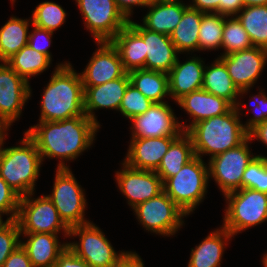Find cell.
Wrapping results in <instances>:
<instances>
[{"mask_svg":"<svg viewBox=\"0 0 267 267\" xmlns=\"http://www.w3.org/2000/svg\"><path fill=\"white\" fill-rule=\"evenodd\" d=\"M248 137L251 141L256 138L258 141L260 140V142L267 146V120L252 128L248 132Z\"/></svg>","mask_w":267,"mask_h":267,"instance_id":"cell-49","label":"cell"},{"mask_svg":"<svg viewBox=\"0 0 267 267\" xmlns=\"http://www.w3.org/2000/svg\"><path fill=\"white\" fill-rule=\"evenodd\" d=\"M206 164L202 158L194 156L163 183L164 192L186 215L195 210L207 193L209 174Z\"/></svg>","mask_w":267,"mask_h":267,"instance_id":"cell-5","label":"cell"},{"mask_svg":"<svg viewBox=\"0 0 267 267\" xmlns=\"http://www.w3.org/2000/svg\"><path fill=\"white\" fill-rule=\"evenodd\" d=\"M20 227L16 219L10 222L0 230V267L3 266L10 254L21 245Z\"/></svg>","mask_w":267,"mask_h":267,"instance_id":"cell-39","label":"cell"},{"mask_svg":"<svg viewBox=\"0 0 267 267\" xmlns=\"http://www.w3.org/2000/svg\"><path fill=\"white\" fill-rule=\"evenodd\" d=\"M177 58L168 74L169 94L174 101L191 92L202 89L204 62L201 58L192 57L185 62Z\"/></svg>","mask_w":267,"mask_h":267,"instance_id":"cell-22","label":"cell"},{"mask_svg":"<svg viewBox=\"0 0 267 267\" xmlns=\"http://www.w3.org/2000/svg\"><path fill=\"white\" fill-rule=\"evenodd\" d=\"M264 267H267V253L263 256V260H262Z\"/></svg>","mask_w":267,"mask_h":267,"instance_id":"cell-53","label":"cell"},{"mask_svg":"<svg viewBox=\"0 0 267 267\" xmlns=\"http://www.w3.org/2000/svg\"><path fill=\"white\" fill-rule=\"evenodd\" d=\"M232 237L223 226L211 232L195 249H191L187 267H219L227 242Z\"/></svg>","mask_w":267,"mask_h":267,"instance_id":"cell-26","label":"cell"},{"mask_svg":"<svg viewBox=\"0 0 267 267\" xmlns=\"http://www.w3.org/2000/svg\"><path fill=\"white\" fill-rule=\"evenodd\" d=\"M129 84L130 78L126 72L121 78L104 84L83 87L84 114L100 126L93 111L105 108L119 111L122 98Z\"/></svg>","mask_w":267,"mask_h":267,"instance_id":"cell-21","label":"cell"},{"mask_svg":"<svg viewBox=\"0 0 267 267\" xmlns=\"http://www.w3.org/2000/svg\"><path fill=\"white\" fill-rule=\"evenodd\" d=\"M52 35H53V32L34 26V30L30 32L28 36V45L34 50L52 59L51 54L48 50V47L52 43L51 42ZM39 39H41L40 41L44 39V42L43 43L39 42Z\"/></svg>","mask_w":267,"mask_h":267,"instance_id":"cell-42","label":"cell"},{"mask_svg":"<svg viewBox=\"0 0 267 267\" xmlns=\"http://www.w3.org/2000/svg\"><path fill=\"white\" fill-rule=\"evenodd\" d=\"M110 43L117 50L127 73L145 69V42L129 25L120 30Z\"/></svg>","mask_w":267,"mask_h":267,"instance_id":"cell-25","label":"cell"},{"mask_svg":"<svg viewBox=\"0 0 267 267\" xmlns=\"http://www.w3.org/2000/svg\"><path fill=\"white\" fill-rule=\"evenodd\" d=\"M195 156L190 135L183 131L170 145L155 172L164 183L175 176L181 168Z\"/></svg>","mask_w":267,"mask_h":267,"instance_id":"cell-28","label":"cell"},{"mask_svg":"<svg viewBox=\"0 0 267 267\" xmlns=\"http://www.w3.org/2000/svg\"><path fill=\"white\" fill-rule=\"evenodd\" d=\"M145 42V69L168 73L177 61V51L170 36L147 30L139 23L128 24Z\"/></svg>","mask_w":267,"mask_h":267,"instance_id":"cell-18","label":"cell"},{"mask_svg":"<svg viewBox=\"0 0 267 267\" xmlns=\"http://www.w3.org/2000/svg\"><path fill=\"white\" fill-rule=\"evenodd\" d=\"M69 236H79V242L67 246L91 267H111L125 252L114 250L104 233L94 223L76 225L70 228Z\"/></svg>","mask_w":267,"mask_h":267,"instance_id":"cell-10","label":"cell"},{"mask_svg":"<svg viewBox=\"0 0 267 267\" xmlns=\"http://www.w3.org/2000/svg\"><path fill=\"white\" fill-rule=\"evenodd\" d=\"M8 129L0 122V144L5 136H7Z\"/></svg>","mask_w":267,"mask_h":267,"instance_id":"cell-51","label":"cell"},{"mask_svg":"<svg viewBox=\"0 0 267 267\" xmlns=\"http://www.w3.org/2000/svg\"><path fill=\"white\" fill-rule=\"evenodd\" d=\"M132 138L179 136L183 131L167 102L153 103L144 113L130 119Z\"/></svg>","mask_w":267,"mask_h":267,"instance_id":"cell-16","label":"cell"},{"mask_svg":"<svg viewBox=\"0 0 267 267\" xmlns=\"http://www.w3.org/2000/svg\"><path fill=\"white\" fill-rule=\"evenodd\" d=\"M132 210L147 231L168 237L178 232L187 216L164 191Z\"/></svg>","mask_w":267,"mask_h":267,"instance_id":"cell-11","label":"cell"},{"mask_svg":"<svg viewBox=\"0 0 267 267\" xmlns=\"http://www.w3.org/2000/svg\"><path fill=\"white\" fill-rule=\"evenodd\" d=\"M153 103L132 84H129L122 98L119 111L130 120L135 116L144 114Z\"/></svg>","mask_w":267,"mask_h":267,"instance_id":"cell-38","label":"cell"},{"mask_svg":"<svg viewBox=\"0 0 267 267\" xmlns=\"http://www.w3.org/2000/svg\"><path fill=\"white\" fill-rule=\"evenodd\" d=\"M53 267H91L87 262L78 257L68 246L59 255Z\"/></svg>","mask_w":267,"mask_h":267,"instance_id":"cell-43","label":"cell"},{"mask_svg":"<svg viewBox=\"0 0 267 267\" xmlns=\"http://www.w3.org/2000/svg\"><path fill=\"white\" fill-rule=\"evenodd\" d=\"M100 126L87 116H77L61 121H39L25 133L35 142L42 161L60 158L57 168H69L65 161L74 160L87 150L95 140Z\"/></svg>","mask_w":267,"mask_h":267,"instance_id":"cell-1","label":"cell"},{"mask_svg":"<svg viewBox=\"0 0 267 267\" xmlns=\"http://www.w3.org/2000/svg\"><path fill=\"white\" fill-rule=\"evenodd\" d=\"M249 141L247 137L238 146L210 158L207 164L209 177L214 178L224 196L241 189L243 173L255 157L249 150Z\"/></svg>","mask_w":267,"mask_h":267,"instance_id":"cell-12","label":"cell"},{"mask_svg":"<svg viewBox=\"0 0 267 267\" xmlns=\"http://www.w3.org/2000/svg\"><path fill=\"white\" fill-rule=\"evenodd\" d=\"M96 42H110L129 24L114 0H75Z\"/></svg>","mask_w":267,"mask_h":267,"instance_id":"cell-9","label":"cell"},{"mask_svg":"<svg viewBox=\"0 0 267 267\" xmlns=\"http://www.w3.org/2000/svg\"><path fill=\"white\" fill-rule=\"evenodd\" d=\"M86 68L80 73L83 87H94L121 78L126 71L117 50L110 42H97Z\"/></svg>","mask_w":267,"mask_h":267,"instance_id":"cell-17","label":"cell"},{"mask_svg":"<svg viewBox=\"0 0 267 267\" xmlns=\"http://www.w3.org/2000/svg\"><path fill=\"white\" fill-rule=\"evenodd\" d=\"M111 267H144V264L137 253L125 251Z\"/></svg>","mask_w":267,"mask_h":267,"instance_id":"cell-45","label":"cell"},{"mask_svg":"<svg viewBox=\"0 0 267 267\" xmlns=\"http://www.w3.org/2000/svg\"><path fill=\"white\" fill-rule=\"evenodd\" d=\"M241 0H220V14L236 16L243 8Z\"/></svg>","mask_w":267,"mask_h":267,"instance_id":"cell-48","label":"cell"},{"mask_svg":"<svg viewBox=\"0 0 267 267\" xmlns=\"http://www.w3.org/2000/svg\"><path fill=\"white\" fill-rule=\"evenodd\" d=\"M122 166L123 169L116 172V183L131 208L164 191L162 179L155 171L135 169L124 162Z\"/></svg>","mask_w":267,"mask_h":267,"instance_id":"cell-15","label":"cell"},{"mask_svg":"<svg viewBox=\"0 0 267 267\" xmlns=\"http://www.w3.org/2000/svg\"><path fill=\"white\" fill-rule=\"evenodd\" d=\"M3 214L4 213L0 212V230L10 222V218L9 217L7 218L6 221L2 220V215Z\"/></svg>","mask_w":267,"mask_h":267,"instance_id":"cell-52","label":"cell"},{"mask_svg":"<svg viewBox=\"0 0 267 267\" xmlns=\"http://www.w3.org/2000/svg\"><path fill=\"white\" fill-rule=\"evenodd\" d=\"M241 102L228 113L194 124L187 133L193 142L195 156L209 154L210 158L241 144L248 132L240 121Z\"/></svg>","mask_w":267,"mask_h":267,"instance_id":"cell-3","label":"cell"},{"mask_svg":"<svg viewBox=\"0 0 267 267\" xmlns=\"http://www.w3.org/2000/svg\"><path fill=\"white\" fill-rule=\"evenodd\" d=\"M155 1H161V2H182L179 0H155Z\"/></svg>","mask_w":267,"mask_h":267,"instance_id":"cell-54","label":"cell"},{"mask_svg":"<svg viewBox=\"0 0 267 267\" xmlns=\"http://www.w3.org/2000/svg\"><path fill=\"white\" fill-rule=\"evenodd\" d=\"M20 196L0 176V212L8 215L10 220L17 218Z\"/></svg>","mask_w":267,"mask_h":267,"instance_id":"cell-40","label":"cell"},{"mask_svg":"<svg viewBox=\"0 0 267 267\" xmlns=\"http://www.w3.org/2000/svg\"><path fill=\"white\" fill-rule=\"evenodd\" d=\"M226 65L230 78L243 96L254 86L267 62V49L252 46L219 57Z\"/></svg>","mask_w":267,"mask_h":267,"instance_id":"cell-13","label":"cell"},{"mask_svg":"<svg viewBox=\"0 0 267 267\" xmlns=\"http://www.w3.org/2000/svg\"><path fill=\"white\" fill-rule=\"evenodd\" d=\"M43 92L39 121H61L86 116L82 79L69 62L56 66Z\"/></svg>","mask_w":267,"mask_h":267,"instance_id":"cell-2","label":"cell"},{"mask_svg":"<svg viewBox=\"0 0 267 267\" xmlns=\"http://www.w3.org/2000/svg\"><path fill=\"white\" fill-rule=\"evenodd\" d=\"M130 84L154 103H163L170 96L168 74L160 71L137 69L128 72Z\"/></svg>","mask_w":267,"mask_h":267,"instance_id":"cell-29","label":"cell"},{"mask_svg":"<svg viewBox=\"0 0 267 267\" xmlns=\"http://www.w3.org/2000/svg\"><path fill=\"white\" fill-rule=\"evenodd\" d=\"M193 119L190 125L180 123L182 131L187 132L194 124L228 113L234 106L222 97L203 89L182 96L176 101Z\"/></svg>","mask_w":267,"mask_h":267,"instance_id":"cell-20","label":"cell"},{"mask_svg":"<svg viewBox=\"0 0 267 267\" xmlns=\"http://www.w3.org/2000/svg\"><path fill=\"white\" fill-rule=\"evenodd\" d=\"M51 59L34 50L29 45L10 57L6 63L22 78L29 82L30 77L43 73L50 67ZM29 78V79H28Z\"/></svg>","mask_w":267,"mask_h":267,"instance_id":"cell-33","label":"cell"},{"mask_svg":"<svg viewBox=\"0 0 267 267\" xmlns=\"http://www.w3.org/2000/svg\"><path fill=\"white\" fill-rule=\"evenodd\" d=\"M0 144V176L20 196L34 193L42 158L35 142L24 133L21 146L3 148Z\"/></svg>","mask_w":267,"mask_h":267,"instance_id":"cell-4","label":"cell"},{"mask_svg":"<svg viewBox=\"0 0 267 267\" xmlns=\"http://www.w3.org/2000/svg\"><path fill=\"white\" fill-rule=\"evenodd\" d=\"M147 7L149 12L144 16L142 26L152 32L170 36L189 4L153 0Z\"/></svg>","mask_w":267,"mask_h":267,"instance_id":"cell-24","label":"cell"},{"mask_svg":"<svg viewBox=\"0 0 267 267\" xmlns=\"http://www.w3.org/2000/svg\"><path fill=\"white\" fill-rule=\"evenodd\" d=\"M251 98L254 99L255 102L253 105L250 104V106H253L256 110L253 111L254 116L243 125L247 132L256 125L267 120V96L265 95V92L260 90L259 94L252 96Z\"/></svg>","mask_w":267,"mask_h":267,"instance_id":"cell-41","label":"cell"},{"mask_svg":"<svg viewBox=\"0 0 267 267\" xmlns=\"http://www.w3.org/2000/svg\"><path fill=\"white\" fill-rule=\"evenodd\" d=\"M243 6L267 5V0H241Z\"/></svg>","mask_w":267,"mask_h":267,"instance_id":"cell-50","label":"cell"},{"mask_svg":"<svg viewBox=\"0 0 267 267\" xmlns=\"http://www.w3.org/2000/svg\"><path fill=\"white\" fill-rule=\"evenodd\" d=\"M252 46L246 30L242 27L238 18L236 16H226L221 45V48H224L225 52L221 56L242 51Z\"/></svg>","mask_w":267,"mask_h":267,"instance_id":"cell-35","label":"cell"},{"mask_svg":"<svg viewBox=\"0 0 267 267\" xmlns=\"http://www.w3.org/2000/svg\"><path fill=\"white\" fill-rule=\"evenodd\" d=\"M177 137L131 138L123 162L135 169L155 171Z\"/></svg>","mask_w":267,"mask_h":267,"instance_id":"cell-19","label":"cell"},{"mask_svg":"<svg viewBox=\"0 0 267 267\" xmlns=\"http://www.w3.org/2000/svg\"><path fill=\"white\" fill-rule=\"evenodd\" d=\"M238 14L252 45L267 49V5L245 6Z\"/></svg>","mask_w":267,"mask_h":267,"instance_id":"cell-32","label":"cell"},{"mask_svg":"<svg viewBox=\"0 0 267 267\" xmlns=\"http://www.w3.org/2000/svg\"><path fill=\"white\" fill-rule=\"evenodd\" d=\"M241 188L267 194V157L256 155L253 158L243 173Z\"/></svg>","mask_w":267,"mask_h":267,"instance_id":"cell-37","label":"cell"},{"mask_svg":"<svg viewBox=\"0 0 267 267\" xmlns=\"http://www.w3.org/2000/svg\"><path fill=\"white\" fill-rule=\"evenodd\" d=\"M32 25L54 32L65 22L66 11L55 2H42L32 12Z\"/></svg>","mask_w":267,"mask_h":267,"instance_id":"cell-36","label":"cell"},{"mask_svg":"<svg viewBox=\"0 0 267 267\" xmlns=\"http://www.w3.org/2000/svg\"><path fill=\"white\" fill-rule=\"evenodd\" d=\"M30 19L11 17L0 29V62H6L28 45Z\"/></svg>","mask_w":267,"mask_h":267,"instance_id":"cell-31","label":"cell"},{"mask_svg":"<svg viewBox=\"0 0 267 267\" xmlns=\"http://www.w3.org/2000/svg\"><path fill=\"white\" fill-rule=\"evenodd\" d=\"M31 97L29 82L6 62L0 64V122L8 129Z\"/></svg>","mask_w":267,"mask_h":267,"instance_id":"cell-14","label":"cell"},{"mask_svg":"<svg viewBox=\"0 0 267 267\" xmlns=\"http://www.w3.org/2000/svg\"><path fill=\"white\" fill-rule=\"evenodd\" d=\"M214 62L211 66L205 65L202 89L226 99L235 107L240 91L230 78L225 63L220 58Z\"/></svg>","mask_w":267,"mask_h":267,"instance_id":"cell-27","label":"cell"},{"mask_svg":"<svg viewBox=\"0 0 267 267\" xmlns=\"http://www.w3.org/2000/svg\"><path fill=\"white\" fill-rule=\"evenodd\" d=\"M223 227L233 236L267 221V194L241 188L225 195Z\"/></svg>","mask_w":267,"mask_h":267,"instance_id":"cell-6","label":"cell"},{"mask_svg":"<svg viewBox=\"0 0 267 267\" xmlns=\"http://www.w3.org/2000/svg\"><path fill=\"white\" fill-rule=\"evenodd\" d=\"M204 12L188 7L170 38L179 53L198 51L199 28Z\"/></svg>","mask_w":267,"mask_h":267,"instance_id":"cell-30","label":"cell"},{"mask_svg":"<svg viewBox=\"0 0 267 267\" xmlns=\"http://www.w3.org/2000/svg\"><path fill=\"white\" fill-rule=\"evenodd\" d=\"M225 15L205 13L199 28L198 51L221 48Z\"/></svg>","mask_w":267,"mask_h":267,"instance_id":"cell-34","label":"cell"},{"mask_svg":"<svg viewBox=\"0 0 267 267\" xmlns=\"http://www.w3.org/2000/svg\"><path fill=\"white\" fill-rule=\"evenodd\" d=\"M122 13L130 20L133 6L147 7L153 0H114Z\"/></svg>","mask_w":267,"mask_h":267,"instance_id":"cell-47","label":"cell"},{"mask_svg":"<svg viewBox=\"0 0 267 267\" xmlns=\"http://www.w3.org/2000/svg\"><path fill=\"white\" fill-rule=\"evenodd\" d=\"M30 193L20 197L18 221L21 233L59 234L61 229L65 237H69L70 228L60 218L53 202L47 195L33 198Z\"/></svg>","mask_w":267,"mask_h":267,"instance_id":"cell-7","label":"cell"},{"mask_svg":"<svg viewBox=\"0 0 267 267\" xmlns=\"http://www.w3.org/2000/svg\"><path fill=\"white\" fill-rule=\"evenodd\" d=\"M83 191L70 168H57L52 194L47 197L69 228L90 222L84 218L87 202Z\"/></svg>","mask_w":267,"mask_h":267,"instance_id":"cell-8","label":"cell"},{"mask_svg":"<svg viewBox=\"0 0 267 267\" xmlns=\"http://www.w3.org/2000/svg\"><path fill=\"white\" fill-rule=\"evenodd\" d=\"M28 237L21 246L26 250L33 267H53L67 243H59L57 234L21 233Z\"/></svg>","mask_w":267,"mask_h":267,"instance_id":"cell-23","label":"cell"},{"mask_svg":"<svg viewBox=\"0 0 267 267\" xmlns=\"http://www.w3.org/2000/svg\"><path fill=\"white\" fill-rule=\"evenodd\" d=\"M2 267H33L26 250L19 245L6 259Z\"/></svg>","mask_w":267,"mask_h":267,"instance_id":"cell-44","label":"cell"},{"mask_svg":"<svg viewBox=\"0 0 267 267\" xmlns=\"http://www.w3.org/2000/svg\"><path fill=\"white\" fill-rule=\"evenodd\" d=\"M190 8L196 9L204 13L220 14V0H192Z\"/></svg>","mask_w":267,"mask_h":267,"instance_id":"cell-46","label":"cell"}]
</instances>
